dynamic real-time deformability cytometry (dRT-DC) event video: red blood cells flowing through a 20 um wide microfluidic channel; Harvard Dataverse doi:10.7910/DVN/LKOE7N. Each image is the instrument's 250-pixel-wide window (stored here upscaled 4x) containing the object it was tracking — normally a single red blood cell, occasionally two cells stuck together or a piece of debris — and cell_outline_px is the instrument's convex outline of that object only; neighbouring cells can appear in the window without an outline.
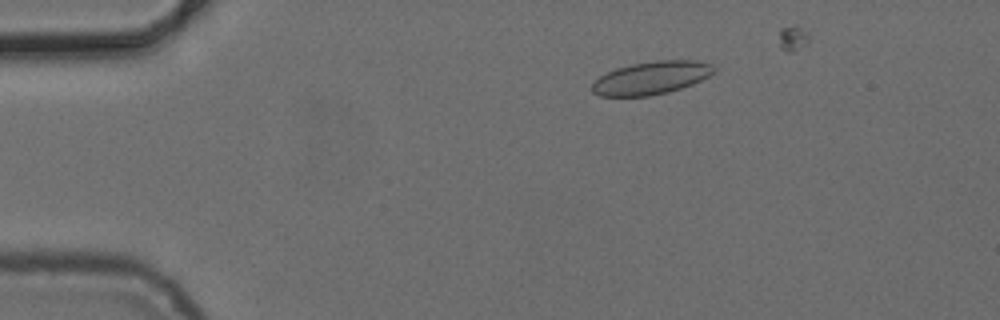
{"species": "common noctule bat (a hibernating species)", "species_latin": "Nyctalus noctula", "temperature_condition": "cold", "stored_images_in_passage": 5, "camera_frame_rate_fps": 3000, "um_per_image_px": 0.085, "animal": {"sex": "female", "body_mass_g": 24.6, "forearm_length_mm": 56.2}, "frame": {"image": 1, "passage_image": 5, "time_ms": 5.667, "image_size_px": [1000, 320], "cell_outline_px": [[716, 72], [692, 84], [668, 92], [648, 96], [600, 96], [592, 92], [592, 84], [600, 76], [616, 68], [632, 64], [656, 60], [696, 60], [712, 64], [716, 68]], "centroid_in_image_um": [55.38, 6.61], "position_along_channel_um": 29.6, "area_um2": 23.35}}